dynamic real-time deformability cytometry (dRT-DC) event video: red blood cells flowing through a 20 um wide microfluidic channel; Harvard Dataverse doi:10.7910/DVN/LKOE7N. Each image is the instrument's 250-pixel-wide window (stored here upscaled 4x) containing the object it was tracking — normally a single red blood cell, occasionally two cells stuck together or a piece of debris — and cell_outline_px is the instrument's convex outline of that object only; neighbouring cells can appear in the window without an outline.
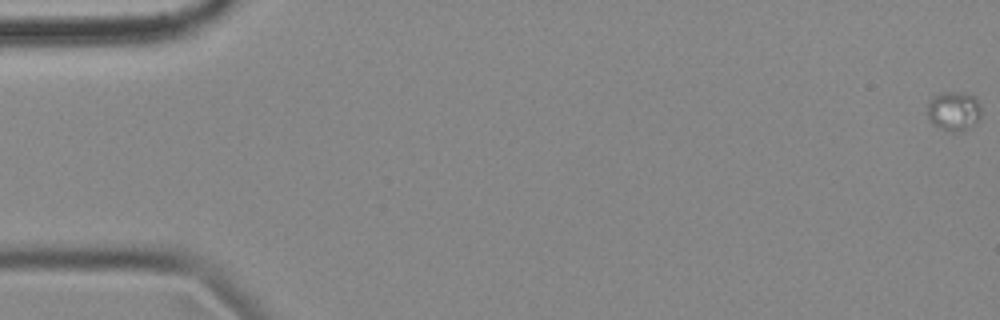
{"species": "common noctule bat (a hibernating species)", "species_latin": "Nyctalus noctula", "temperature_condition": "cold", "stored_images_in_passage": 58, "camera_frame_rate_fps": 3000, "um_per_image_px": 0.085, "animal": {"sex": "female", "body_mass_g": 18.4}, "frame": {"image": 1, "passage_image": 1, "time_ms": 0.0, "image_size_px": [1000, 320], "cell_outline_px": [[980, 120], [976, 124], [964, 132], [952, 132], [940, 128], [932, 124], [928, 116], [928, 104], [932, 96], [940, 92], [964, 92], [976, 96], [980, 104]], "centroid_in_image_um": [81.11, 9.44], "position_along_channel_um": 3.9, "area_um2": 12.77}}